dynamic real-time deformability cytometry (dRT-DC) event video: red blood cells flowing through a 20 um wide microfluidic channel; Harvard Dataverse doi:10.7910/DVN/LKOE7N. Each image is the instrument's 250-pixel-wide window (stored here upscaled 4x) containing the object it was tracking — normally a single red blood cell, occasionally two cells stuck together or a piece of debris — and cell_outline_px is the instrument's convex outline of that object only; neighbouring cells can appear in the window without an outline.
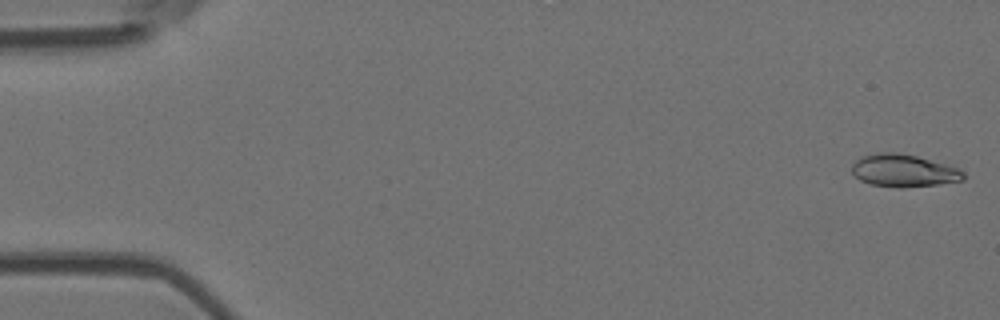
{"species": "Egyptian fruit bat (a non-hibernating species)", "species_latin": "Rousettus aegyptiacus", "temperature_condition": "room temperature", "stored_images_in_passage": 5, "camera_frame_rate_fps": 3000, "um_per_image_px": 0.085, "animal": {"sex": "female"}, "frame": {"image": 1, "passage_image": 1, "time_ms": 0.0, "image_size_px": [1000, 320], "cell_outline_px": [[964, 180], [936, 184], [904, 188], [900, 188], [872, 184], [860, 180], [852, 172], [852, 164], [860, 156], [880, 152], [896, 152], [916, 156], [960, 168], [964, 172]], "centroid_in_image_um": [76.8, 14.5], "position_along_channel_um": 8.2, "area_um2": 21.1}}
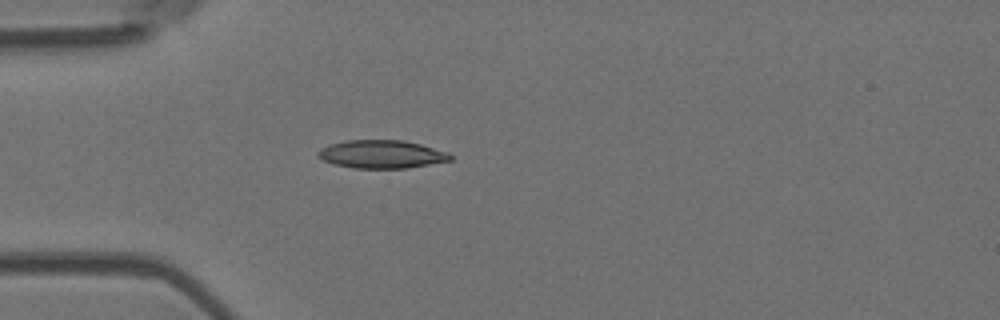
{"frame": {"image": 2, "passage_image": 5, "time_ms": 1.333, "image_size_px": [1000, 320], "cell_outline_px": [[452, 160], [408, 168], [352, 168], [336, 164], [324, 160], [316, 156], [316, 152], [320, 148], [328, 144], [344, 140], [404, 140], [420, 144], [448, 152], [452, 156]], "centroid_in_image_um": [32.41, 13.1], "position_along_channel_um": 52.6, "area_um2": 21.79}}